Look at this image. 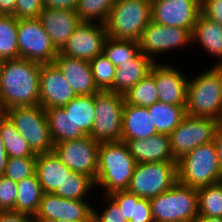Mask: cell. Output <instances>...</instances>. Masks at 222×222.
Wrapping results in <instances>:
<instances>
[{"instance_id":"cell-1","label":"cell","mask_w":222,"mask_h":222,"mask_svg":"<svg viewBox=\"0 0 222 222\" xmlns=\"http://www.w3.org/2000/svg\"><path fill=\"white\" fill-rule=\"evenodd\" d=\"M41 64L24 58L0 63V112L16 106L40 105Z\"/></svg>"},{"instance_id":"cell-2","label":"cell","mask_w":222,"mask_h":222,"mask_svg":"<svg viewBox=\"0 0 222 222\" xmlns=\"http://www.w3.org/2000/svg\"><path fill=\"white\" fill-rule=\"evenodd\" d=\"M136 161L125 142H101L95 186H102L104 195L127 190Z\"/></svg>"},{"instance_id":"cell-3","label":"cell","mask_w":222,"mask_h":222,"mask_svg":"<svg viewBox=\"0 0 222 222\" xmlns=\"http://www.w3.org/2000/svg\"><path fill=\"white\" fill-rule=\"evenodd\" d=\"M188 79L186 115L222 120V66Z\"/></svg>"},{"instance_id":"cell-4","label":"cell","mask_w":222,"mask_h":222,"mask_svg":"<svg viewBox=\"0 0 222 222\" xmlns=\"http://www.w3.org/2000/svg\"><path fill=\"white\" fill-rule=\"evenodd\" d=\"M149 202L154 222H195L199 216L197 189L179 182Z\"/></svg>"},{"instance_id":"cell-5","label":"cell","mask_w":222,"mask_h":222,"mask_svg":"<svg viewBox=\"0 0 222 222\" xmlns=\"http://www.w3.org/2000/svg\"><path fill=\"white\" fill-rule=\"evenodd\" d=\"M178 182L201 188L222 181L214 141L202 144L177 161Z\"/></svg>"},{"instance_id":"cell-6","label":"cell","mask_w":222,"mask_h":222,"mask_svg":"<svg viewBox=\"0 0 222 222\" xmlns=\"http://www.w3.org/2000/svg\"><path fill=\"white\" fill-rule=\"evenodd\" d=\"M151 14V0H117L104 23L108 37L139 41Z\"/></svg>"},{"instance_id":"cell-7","label":"cell","mask_w":222,"mask_h":222,"mask_svg":"<svg viewBox=\"0 0 222 222\" xmlns=\"http://www.w3.org/2000/svg\"><path fill=\"white\" fill-rule=\"evenodd\" d=\"M4 113L15 124L18 133L36 155L54 150L45 109L42 106H16Z\"/></svg>"},{"instance_id":"cell-8","label":"cell","mask_w":222,"mask_h":222,"mask_svg":"<svg viewBox=\"0 0 222 222\" xmlns=\"http://www.w3.org/2000/svg\"><path fill=\"white\" fill-rule=\"evenodd\" d=\"M125 97L108 90L95 94V119L90 136L101 142L122 140V119Z\"/></svg>"},{"instance_id":"cell-9","label":"cell","mask_w":222,"mask_h":222,"mask_svg":"<svg viewBox=\"0 0 222 222\" xmlns=\"http://www.w3.org/2000/svg\"><path fill=\"white\" fill-rule=\"evenodd\" d=\"M178 182L177 162L136 163L127 191L141 198H152Z\"/></svg>"},{"instance_id":"cell-10","label":"cell","mask_w":222,"mask_h":222,"mask_svg":"<svg viewBox=\"0 0 222 222\" xmlns=\"http://www.w3.org/2000/svg\"><path fill=\"white\" fill-rule=\"evenodd\" d=\"M219 121L186 115L169 134L172 157L179 161L194 148L214 140Z\"/></svg>"},{"instance_id":"cell-11","label":"cell","mask_w":222,"mask_h":222,"mask_svg":"<svg viewBox=\"0 0 222 222\" xmlns=\"http://www.w3.org/2000/svg\"><path fill=\"white\" fill-rule=\"evenodd\" d=\"M18 48L19 58L39 64L53 63L59 53L39 18L19 19Z\"/></svg>"},{"instance_id":"cell-12","label":"cell","mask_w":222,"mask_h":222,"mask_svg":"<svg viewBox=\"0 0 222 222\" xmlns=\"http://www.w3.org/2000/svg\"><path fill=\"white\" fill-rule=\"evenodd\" d=\"M100 143L90 135L54 144V152L74 172L89 176L94 182L97 176L98 149Z\"/></svg>"},{"instance_id":"cell-13","label":"cell","mask_w":222,"mask_h":222,"mask_svg":"<svg viewBox=\"0 0 222 222\" xmlns=\"http://www.w3.org/2000/svg\"><path fill=\"white\" fill-rule=\"evenodd\" d=\"M138 42L140 51L153 62H156L155 54L180 48L190 42L192 44V35L189 30L180 27L159 25L150 21L143 30Z\"/></svg>"},{"instance_id":"cell-14","label":"cell","mask_w":222,"mask_h":222,"mask_svg":"<svg viewBox=\"0 0 222 222\" xmlns=\"http://www.w3.org/2000/svg\"><path fill=\"white\" fill-rule=\"evenodd\" d=\"M151 21L193 31L201 13V0H152Z\"/></svg>"},{"instance_id":"cell-15","label":"cell","mask_w":222,"mask_h":222,"mask_svg":"<svg viewBox=\"0 0 222 222\" xmlns=\"http://www.w3.org/2000/svg\"><path fill=\"white\" fill-rule=\"evenodd\" d=\"M107 37L108 34L103 23L81 22L59 53L91 61L96 56L103 54Z\"/></svg>"},{"instance_id":"cell-16","label":"cell","mask_w":222,"mask_h":222,"mask_svg":"<svg viewBox=\"0 0 222 222\" xmlns=\"http://www.w3.org/2000/svg\"><path fill=\"white\" fill-rule=\"evenodd\" d=\"M93 207L85 200L65 199L52 193H43L39 210L34 219L36 222L57 220L79 221L88 218Z\"/></svg>"},{"instance_id":"cell-17","label":"cell","mask_w":222,"mask_h":222,"mask_svg":"<svg viewBox=\"0 0 222 222\" xmlns=\"http://www.w3.org/2000/svg\"><path fill=\"white\" fill-rule=\"evenodd\" d=\"M77 95L54 63L41 64L40 106L44 109L63 107Z\"/></svg>"},{"instance_id":"cell-18","label":"cell","mask_w":222,"mask_h":222,"mask_svg":"<svg viewBox=\"0 0 222 222\" xmlns=\"http://www.w3.org/2000/svg\"><path fill=\"white\" fill-rule=\"evenodd\" d=\"M173 67L155 62V84L159 101L170 105H186L188 78Z\"/></svg>"},{"instance_id":"cell-19","label":"cell","mask_w":222,"mask_h":222,"mask_svg":"<svg viewBox=\"0 0 222 222\" xmlns=\"http://www.w3.org/2000/svg\"><path fill=\"white\" fill-rule=\"evenodd\" d=\"M39 19L58 51L81 23L77 13L68 9L43 8Z\"/></svg>"},{"instance_id":"cell-20","label":"cell","mask_w":222,"mask_h":222,"mask_svg":"<svg viewBox=\"0 0 222 222\" xmlns=\"http://www.w3.org/2000/svg\"><path fill=\"white\" fill-rule=\"evenodd\" d=\"M53 63L62 72L76 95H92L100 91L95 85L90 61L58 53Z\"/></svg>"},{"instance_id":"cell-21","label":"cell","mask_w":222,"mask_h":222,"mask_svg":"<svg viewBox=\"0 0 222 222\" xmlns=\"http://www.w3.org/2000/svg\"><path fill=\"white\" fill-rule=\"evenodd\" d=\"M125 143L136 163L177 162L172 157L167 134L157 133L145 139L126 140Z\"/></svg>"},{"instance_id":"cell-22","label":"cell","mask_w":222,"mask_h":222,"mask_svg":"<svg viewBox=\"0 0 222 222\" xmlns=\"http://www.w3.org/2000/svg\"><path fill=\"white\" fill-rule=\"evenodd\" d=\"M154 63L140 51L134 58L116 67L113 86L108 91L125 95L134 85L150 73Z\"/></svg>"},{"instance_id":"cell-23","label":"cell","mask_w":222,"mask_h":222,"mask_svg":"<svg viewBox=\"0 0 222 222\" xmlns=\"http://www.w3.org/2000/svg\"><path fill=\"white\" fill-rule=\"evenodd\" d=\"M122 123V142L145 139L157 134L147 107L134 106L125 102Z\"/></svg>"},{"instance_id":"cell-24","label":"cell","mask_w":222,"mask_h":222,"mask_svg":"<svg viewBox=\"0 0 222 222\" xmlns=\"http://www.w3.org/2000/svg\"><path fill=\"white\" fill-rule=\"evenodd\" d=\"M71 170L60 160L54 151L36 156V171L43 193H54Z\"/></svg>"},{"instance_id":"cell-25","label":"cell","mask_w":222,"mask_h":222,"mask_svg":"<svg viewBox=\"0 0 222 222\" xmlns=\"http://www.w3.org/2000/svg\"><path fill=\"white\" fill-rule=\"evenodd\" d=\"M191 35L193 43L197 41L206 52L220 58L215 66H222V26L200 13Z\"/></svg>"},{"instance_id":"cell-26","label":"cell","mask_w":222,"mask_h":222,"mask_svg":"<svg viewBox=\"0 0 222 222\" xmlns=\"http://www.w3.org/2000/svg\"><path fill=\"white\" fill-rule=\"evenodd\" d=\"M45 113L53 144L87 136L80 127L75 125L69 113H66L61 107L45 109Z\"/></svg>"},{"instance_id":"cell-27","label":"cell","mask_w":222,"mask_h":222,"mask_svg":"<svg viewBox=\"0 0 222 222\" xmlns=\"http://www.w3.org/2000/svg\"><path fill=\"white\" fill-rule=\"evenodd\" d=\"M108 196L122 210L128 222H154L148 198L138 197L127 190L116 191Z\"/></svg>"},{"instance_id":"cell-28","label":"cell","mask_w":222,"mask_h":222,"mask_svg":"<svg viewBox=\"0 0 222 222\" xmlns=\"http://www.w3.org/2000/svg\"><path fill=\"white\" fill-rule=\"evenodd\" d=\"M147 108L157 133L169 135L186 116L185 105H170L157 101Z\"/></svg>"},{"instance_id":"cell-29","label":"cell","mask_w":222,"mask_h":222,"mask_svg":"<svg viewBox=\"0 0 222 222\" xmlns=\"http://www.w3.org/2000/svg\"><path fill=\"white\" fill-rule=\"evenodd\" d=\"M0 137L8 158L36 157L26 140L18 133L15 124L0 112Z\"/></svg>"},{"instance_id":"cell-30","label":"cell","mask_w":222,"mask_h":222,"mask_svg":"<svg viewBox=\"0 0 222 222\" xmlns=\"http://www.w3.org/2000/svg\"><path fill=\"white\" fill-rule=\"evenodd\" d=\"M16 183L18 190L15 201V211L35 217L43 195L37 175L35 174Z\"/></svg>"},{"instance_id":"cell-31","label":"cell","mask_w":222,"mask_h":222,"mask_svg":"<svg viewBox=\"0 0 222 222\" xmlns=\"http://www.w3.org/2000/svg\"><path fill=\"white\" fill-rule=\"evenodd\" d=\"M61 108L69 113L77 127L86 135H90L95 119V94L77 95Z\"/></svg>"},{"instance_id":"cell-32","label":"cell","mask_w":222,"mask_h":222,"mask_svg":"<svg viewBox=\"0 0 222 222\" xmlns=\"http://www.w3.org/2000/svg\"><path fill=\"white\" fill-rule=\"evenodd\" d=\"M18 23L13 15H0V61L19 58Z\"/></svg>"},{"instance_id":"cell-33","label":"cell","mask_w":222,"mask_h":222,"mask_svg":"<svg viewBox=\"0 0 222 222\" xmlns=\"http://www.w3.org/2000/svg\"><path fill=\"white\" fill-rule=\"evenodd\" d=\"M125 102L134 106L149 107L159 101L155 84V63L150 73L134 85L125 95Z\"/></svg>"},{"instance_id":"cell-34","label":"cell","mask_w":222,"mask_h":222,"mask_svg":"<svg viewBox=\"0 0 222 222\" xmlns=\"http://www.w3.org/2000/svg\"><path fill=\"white\" fill-rule=\"evenodd\" d=\"M199 216L222 218V181L197 189Z\"/></svg>"},{"instance_id":"cell-35","label":"cell","mask_w":222,"mask_h":222,"mask_svg":"<svg viewBox=\"0 0 222 222\" xmlns=\"http://www.w3.org/2000/svg\"><path fill=\"white\" fill-rule=\"evenodd\" d=\"M94 185L95 182L89 176L71 171L66 175L61 189H57L53 194L65 199L86 200L85 196Z\"/></svg>"},{"instance_id":"cell-36","label":"cell","mask_w":222,"mask_h":222,"mask_svg":"<svg viewBox=\"0 0 222 222\" xmlns=\"http://www.w3.org/2000/svg\"><path fill=\"white\" fill-rule=\"evenodd\" d=\"M139 52V42L136 40L107 37L103 47V55L116 67L134 58Z\"/></svg>"},{"instance_id":"cell-37","label":"cell","mask_w":222,"mask_h":222,"mask_svg":"<svg viewBox=\"0 0 222 222\" xmlns=\"http://www.w3.org/2000/svg\"><path fill=\"white\" fill-rule=\"evenodd\" d=\"M116 1L117 0H79L75 12L81 22L104 24Z\"/></svg>"},{"instance_id":"cell-38","label":"cell","mask_w":222,"mask_h":222,"mask_svg":"<svg viewBox=\"0 0 222 222\" xmlns=\"http://www.w3.org/2000/svg\"><path fill=\"white\" fill-rule=\"evenodd\" d=\"M94 82L100 91L109 90L113 86L116 66L103 54L90 61Z\"/></svg>"},{"instance_id":"cell-39","label":"cell","mask_w":222,"mask_h":222,"mask_svg":"<svg viewBox=\"0 0 222 222\" xmlns=\"http://www.w3.org/2000/svg\"><path fill=\"white\" fill-rule=\"evenodd\" d=\"M36 157L8 158L4 176L14 182L22 181L35 175Z\"/></svg>"},{"instance_id":"cell-40","label":"cell","mask_w":222,"mask_h":222,"mask_svg":"<svg viewBox=\"0 0 222 222\" xmlns=\"http://www.w3.org/2000/svg\"><path fill=\"white\" fill-rule=\"evenodd\" d=\"M17 183L4 175L0 176V211H15Z\"/></svg>"},{"instance_id":"cell-41","label":"cell","mask_w":222,"mask_h":222,"mask_svg":"<svg viewBox=\"0 0 222 222\" xmlns=\"http://www.w3.org/2000/svg\"><path fill=\"white\" fill-rule=\"evenodd\" d=\"M43 8L42 0H17L13 16L17 19L39 18Z\"/></svg>"},{"instance_id":"cell-42","label":"cell","mask_w":222,"mask_h":222,"mask_svg":"<svg viewBox=\"0 0 222 222\" xmlns=\"http://www.w3.org/2000/svg\"><path fill=\"white\" fill-rule=\"evenodd\" d=\"M104 197L108 199L109 206L101 214L93 208L95 222H128L118 205L109 196Z\"/></svg>"},{"instance_id":"cell-43","label":"cell","mask_w":222,"mask_h":222,"mask_svg":"<svg viewBox=\"0 0 222 222\" xmlns=\"http://www.w3.org/2000/svg\"><path fill=\"white\" fill-rule=\"evenodd\" d=\"M201 14L222 26V0H201Z\"/></svg>"},{"instance_id":"cell-44","label":"cell","mask_w":222,"mask_h":222,"mask_svg":"<svg viewBox=\"0 0 222 222\" xmlns=\"http://www.w3.org/2000/svg\"><path fill=\"white\" fill-rule=\"evenodd\" d=\"M31 217V218H30ZM0 222H36L34 216L18 211H0Z\"/></svg>"},{"instance_id":"cell-45","label":"cell","mask_w":222,"mask_h":222,"mask_svg":"<svg viewBox=\"0 0 222 222\" xmlns=\"http://www.w3.org/2000/svg\"><path fill=\"white\" fill-rule=\"evenodd\" d=\"M79 0H42L44 8L68 9L75 11Z\"/></svg>"},{"instance_id":"cell-46","label":"cell","mask_w":222,"mask_h":222,"mask_svg":"<svg viewBox=\"0 0 222 222\" xmlns=\"http://www.w3.org/2000/svg\"><path fill=\"white\" fill-rule=\"evenodd\" d=\"M213 141L218 155L220 171L222 173V120L218 123Z\"/></svg>"},{"instance_id":"cell-47","label":"cell","mask_w":222,"mask_h":222,"mask_svg":"<svg viewBox=\"0 0 222 222\" xmlns=\"http://www.w3.org/2000/svg\"><path fill=\"white\" fill-rule=\"evenodd\" d=\"M17 0H0V15H13Z\"/></svg>"},{"instance_id":"cell-48","label":"cell","mask_w":222,"mask_h":222,"mask_svg":"<svg viewBox=\"0 0 222 222\" xmlns=\"http://www.w3.org/2000/svg\"><path fill=\"white\" fill-rule=\"evenodd\" d=\"M8 155L6 154L4 143L0 137V176L4 174Z\"/></svg>"},{"instance_id":"cell-49","label":"cell","mask_w":222,"mask_h":222,"mask_svg":"<svg viewBox=\"0 0 222 222\" xmlns=\"http://www.w3.org/2000/svg\"><path fill=\"white\" fill-rule=\"evenodd\" d=\"M195 222H222V218L208 217V216H198Z\"/></svg>"},{"instance_id":"cell-50","label":"cell","mask_w":222,"mask_h":222,"mask_svg":"<svg viewBox=\"0 0 222 222\" xmlns=\"http://www.w3.org/2000/svg\"><path fill=\"white\" fill-rule=\"evenodd\" d=\"M51 222H72V221H66V220H57V221H51ZM73 222H95L93 213L86 219L84 220H79V221H73Z\"/></svg>"}]
</instances>
